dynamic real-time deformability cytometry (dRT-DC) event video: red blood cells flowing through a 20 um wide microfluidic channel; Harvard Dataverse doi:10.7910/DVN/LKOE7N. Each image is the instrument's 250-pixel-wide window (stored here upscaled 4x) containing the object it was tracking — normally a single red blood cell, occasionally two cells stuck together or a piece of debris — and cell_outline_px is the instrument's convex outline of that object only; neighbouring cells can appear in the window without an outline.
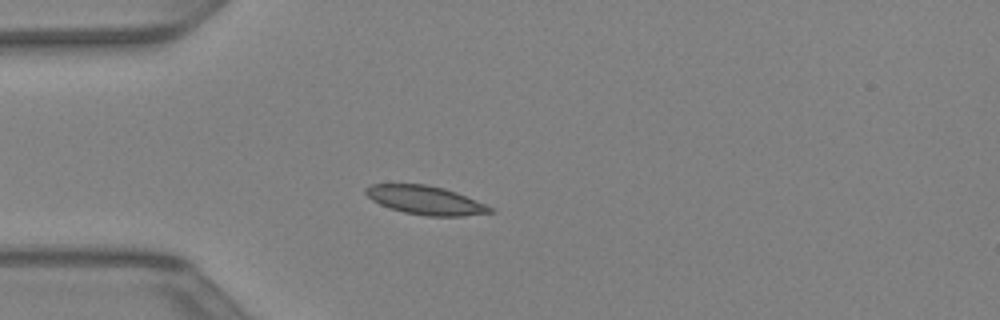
{"species": "Egyptian fruit bat (a non-hibernating species)", "species_latin": "Rousettus aegyptiacus", "temperature_condition": "warm", "stored_images_in_passage": 28, "camera_frame_rate_fps": 3000, "um_per_image_px": 0.085, "animal": {"sex": "female"}, "frame": {"image": 1, "passage_image": 1, "time_ms": 0.0, "image_size_px": [1000, 320], "cell_outline_px": [[496, 212], [464, 216], [428, 216], [404, 212], [380, 204], [372, 200], [364, 192], [364, 188], [372, 184], [424, 184], [444, 188], [456, 192], [484, 204], [492, 208]], "centroid_in_image_um": [36.16, 17.01], "position_along_channel_um": 48.8, "area_um2": 20.58}}
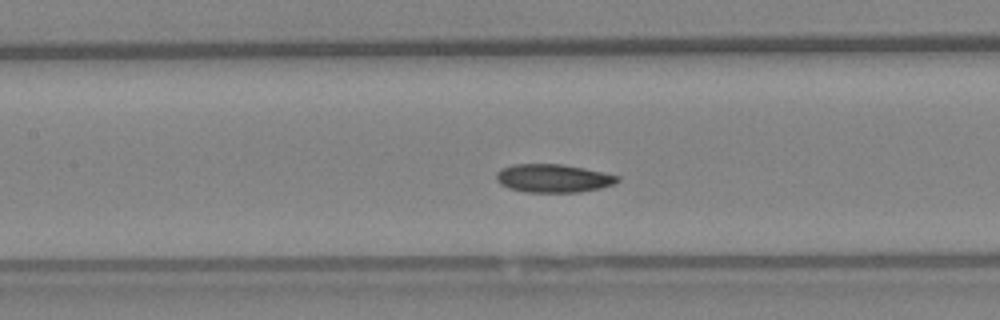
{"frame": {"image": 2, "passage_image": 9, "time_ms": 2.667, "image_size_px": [1000, 320], "cell_outline_px": [[620, 180], [612, 184], [600, 188], [580, 192], [524, 192], [508, 188], [500, 184], [496, 180], [496, 172], [512, 164], [560, 164], [584, 168], [604, 172], [620, 176]], "centroid_in_image_um": [47.01, 15.15], "position_along_channel_um": 160.4, "area_um2": 20.0}}
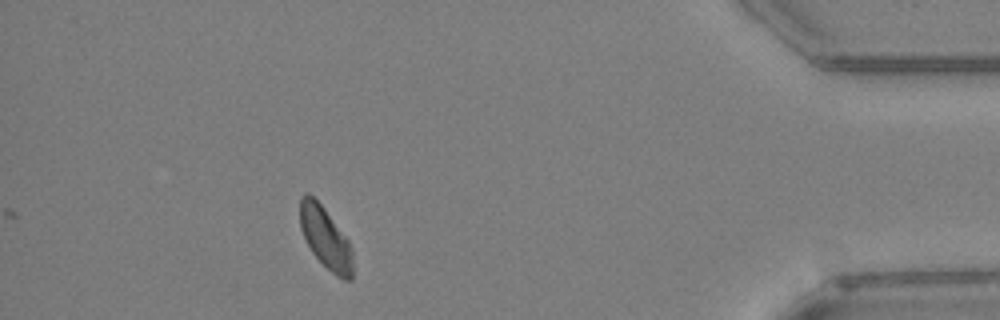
{"frame": {"image": 3, "passage_image": 28, "time_ms": 9.0, "image_size_px": [1000, 320], "cell_outline_px": [[352, 280], [344, 280], [336, 276], [312, 252], [300, 228], [300, 196], [308, 192], [324, 208], [348, 240], [352, 248]], "centroid_in_image_um": [27.67, 20.21], "position_along_channel_um": 407.5, "area_um2": 18.61}}